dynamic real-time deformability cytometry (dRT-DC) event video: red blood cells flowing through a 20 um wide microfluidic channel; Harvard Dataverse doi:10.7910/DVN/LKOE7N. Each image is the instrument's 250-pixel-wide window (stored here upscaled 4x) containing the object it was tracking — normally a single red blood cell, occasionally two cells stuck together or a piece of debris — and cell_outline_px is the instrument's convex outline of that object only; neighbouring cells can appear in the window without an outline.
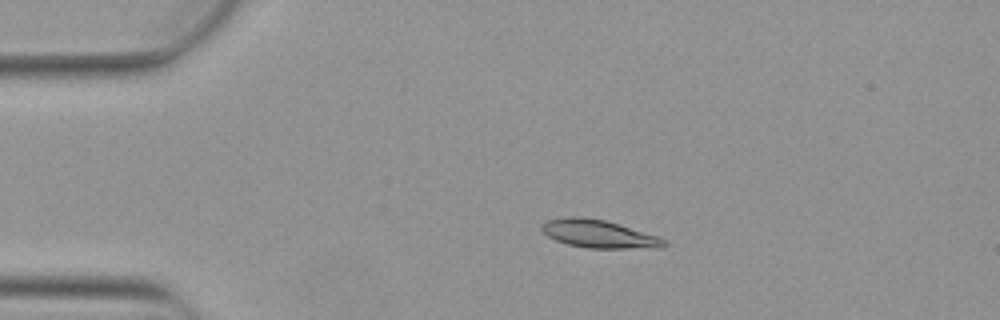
{"species": "Egyptian fruit bat (a non-hibernating species)", "species_latin": "Rousettus aegyptiacus", "temperature_condition": "warm", "stored_images_in_passage": 5, "camera_frame_rate_fps": 3000, "um_per_image_px": 0.085, "animal": {"sex": "female"}, "frame": {"image": 1, "passage_image": 4, "time_ms": 1.0, "image_size_px": [1000, 320], "cell_outline_px": [[668, 244], [664, 248], [588, 248], [568, 244], [556, 240], [548, 236], [540, 228], [540, 224], [548, 220], [568, 216], [584, 216], [604, 220], [660, 236], [668, 240]], "centroid_in_image_um": [50.95, 19.88], "position_along_channel_um": 34.0, "area_um2": 20.17}}